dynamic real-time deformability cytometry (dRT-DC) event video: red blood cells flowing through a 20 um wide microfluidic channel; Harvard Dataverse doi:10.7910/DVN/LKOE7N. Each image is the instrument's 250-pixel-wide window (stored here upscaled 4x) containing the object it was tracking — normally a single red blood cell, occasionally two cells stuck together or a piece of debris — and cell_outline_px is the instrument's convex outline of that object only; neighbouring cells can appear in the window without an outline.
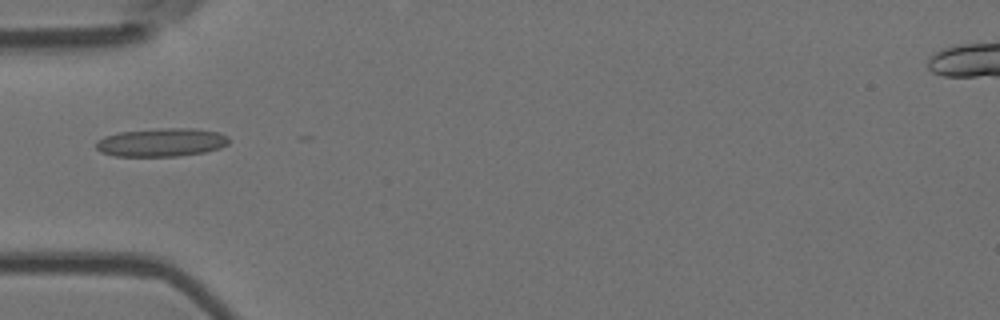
{"species": "Egyptian fruit bat (a non-hibernating species)", "species_latin": "Rousettus aegyptiacus", "temperature_condition": "room temperature", "stored_images_in_passage": 9, "camera_frame_rate_fps": 3000, "um_per_image_px": 0.085, "animal": {"sex": "female"}, "frame": {"image": 1, "passage_image": 5, "time_ms": 1.333, "image_size_px": [1000, 320], "cell_outline_px": [[228, 144], [220, 148], [204, 152], [176, 156], [116, 156], [100, 152], [96, 148], [96, 140], [104, 136], [120, 132], [160, 128], [192, 128], [220, 132], [228, 136]], "centroid_in_image_um": [13.72, 12.09], "position_along_channel_um": 71.3, "area_um2": 22.02}}
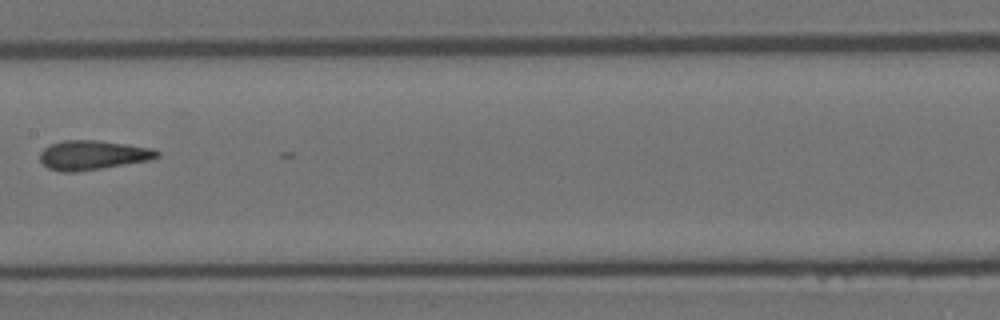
{"frame": {"image": 2, "passage_image": 8, "time_ms": 2.333, "image_size_px": [1000, 320], "cell_outline_px": [[160, 156], [152, 160], [76, 172], [60, 172], [48, 168], [40, 160], [40, 152], [44, 148], [52, 144], [64, 140], [92, 140], [124, 144], [152, 148], [160, 152]], "centroid_in_image_um": [7.89, 13.19], "position_along_channel_um": 199.5, "area_um2": 19.94}}
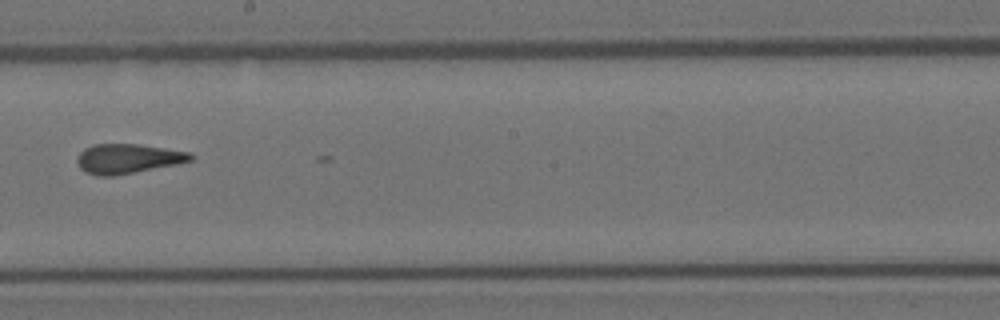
{"frame": {"image": 3, "passage_image": 9, "time_ms": 2.667, "image_size_px": [1000, 320], "cell_outline_px": [[196, 156], [192, 160], [176, 164], [116, 176], [96, 176], [84, 172], [80, 168], [76, 160], [80, 152], [84, 148], [92, 144], [136, 144], [192, 152]], "centroid_in_image_um": [10.85, 13.49], "position_along_channel_um": 237.3, "area_um2": 19.77}}